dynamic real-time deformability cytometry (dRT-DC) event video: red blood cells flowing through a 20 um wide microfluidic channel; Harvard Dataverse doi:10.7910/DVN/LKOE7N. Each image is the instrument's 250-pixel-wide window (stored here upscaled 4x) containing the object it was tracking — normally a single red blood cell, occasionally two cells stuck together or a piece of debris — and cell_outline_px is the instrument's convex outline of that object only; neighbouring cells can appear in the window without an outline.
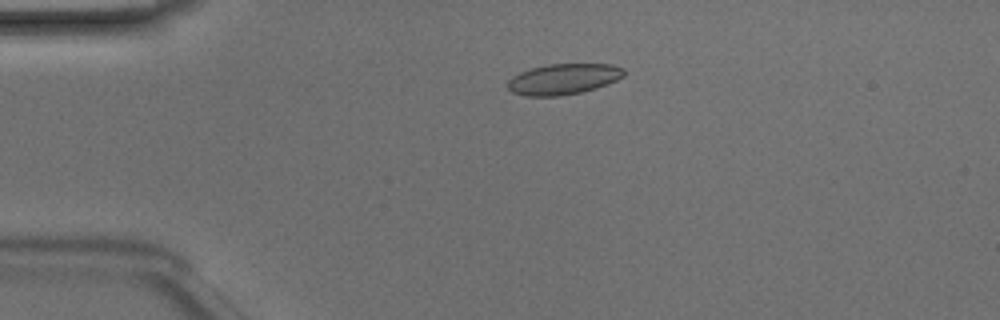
{"species": "Egyptian fruit bat (a non-hibernating species)", "species_latin": "Rousettus aegyptiacus", "temperature_condition": "room temperature", "stored_images_in_passage": 49, "camera_frame_rate_fps": 3000, "um_per_image_px": 0.085, "animal": {"sex": "male"}, "frame": {"image": 1, "passage_image": 11, "time_ms": 3.333, "image_size_px": [1000, 320], "cell_outline_px": [[624, 76], [616, 80], [596, 88], [580, 92], [560, 96], [528, 96], [512, 92], [508, 88], [508, 80], [512, 76], [520, 72], [532, 68], [548, 64], [612, 64], [624, 68]], "centroid_in_image_um": [47.89, 6.72], "position_along_channel_um": 37.1, "area_um2": 20.75}}
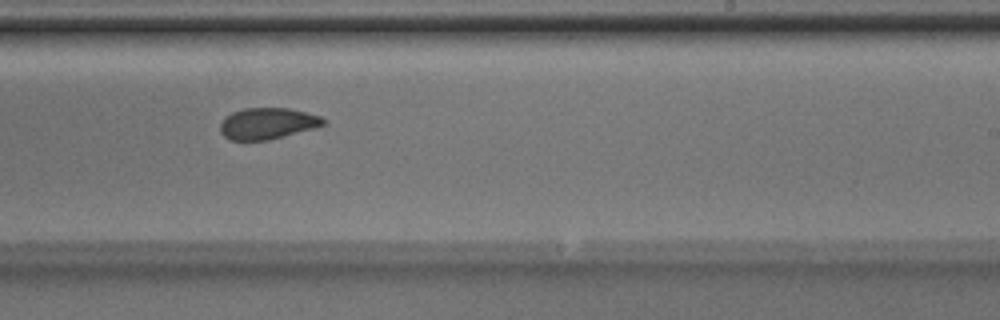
{"frame": {"image": 2, "passage_image": 30, "time_ms": 9.667, "image_size_px": [1000, 320], "cell_outline_px": [[328, 120], [324, 124], [316, 128], [268, 140], [228, 140], [220, 132], [220, 124], [224, 116], [232, 112], [244, 108], [288, 108], [320, 116]], "centroid_in_image_um": [22.72, 10.5], "position_along_channel_um": 266.3, "area_um2": 18.96}}
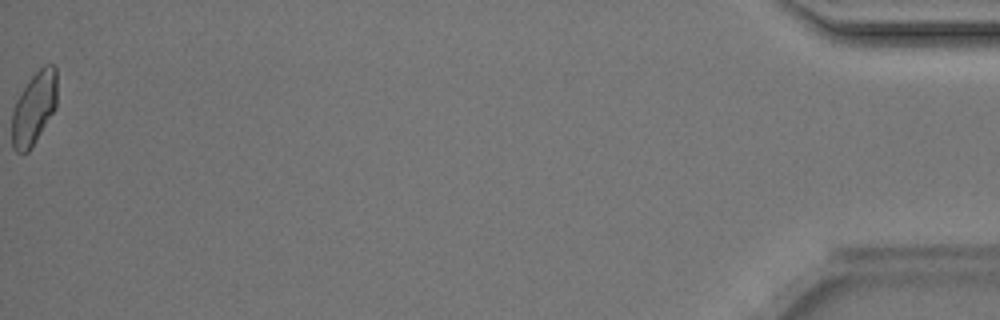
{"frame": {"image": 3, "passage_image": 49, "time_ms": 16.0, "image_size_px": [1000, 320], "cell_outline_px": [[56, 108], [36, 140], [28, 152], [16, 152], [12, 148], [12, 112], [16, 100], [32, 76], [44, 64], [56, 64]], "centroid_in_image_um": [2.89, 9.19], "position_along_channel_um": 432.3, "area_um2": 19.02}, "authors_computed_cell_mechanics": {"area_um2": 19.9988, "velocity_mm_per_s": 4.188, "shape_relaxation_time_tau1_ms": 3.0011, "shape_relaxation_time_tau2_ms": 1.4639, "deformation_change_tau1": 0.0869, "deformation_change_tau2": 0.0532}}